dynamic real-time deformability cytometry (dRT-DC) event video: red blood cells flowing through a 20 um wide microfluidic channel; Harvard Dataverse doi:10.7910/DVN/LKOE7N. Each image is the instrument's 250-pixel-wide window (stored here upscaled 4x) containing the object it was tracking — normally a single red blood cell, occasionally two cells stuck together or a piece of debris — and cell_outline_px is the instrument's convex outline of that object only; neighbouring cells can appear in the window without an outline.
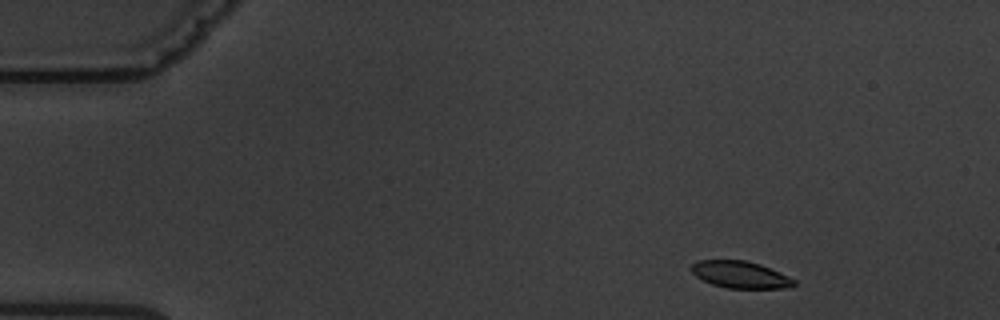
{"species": "common noctule bat (a hibernating species)", "species_latin": "Nyctalus noctula", "temperature_condition": "warm", "stored_images_in_passage": 7, "camera_frame_rate_fps": 3000, "um_per_image_px": 0.085, "animal": {"sex": "male", "body_mass_g": 19.5, "forearm_length_mm": 54.6}, "frame": {"image": 1, "passage_image": 1, "time_ms": 0.0, "image_size_px": [1000, 320], "cell_outline_px": [[796, 284], [792, 288], [728, 288], [712, 284], [696, 276], [692, 272], [692, 264], [696, 260], [744, 260], [760, 264], [780, 272], [796, 280]], "centroid_in_image_um": [62.96, 23.34], "position_along_channel_um": 22.0, "area_um2": 16.13}}
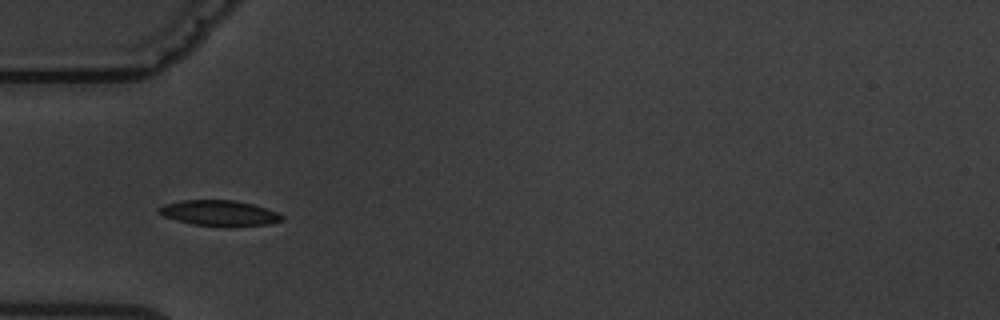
{"frame": {"image": 2, "passage_image": 4, "time_ms": 3.667, "image_size_px": [1000, 320], "cell_outline_px": [[284, 220], [268, 224], [192, 224], [176, 220], [164, 216], [156, 208], [164, 204], [180, 200], [232, 200], [252, 204], [276, 212], [284, 216]], "centroid_in_image_um": [18.59, 18.07], "position_along_channel_um": 66.4, "area_um2": 17.46}}
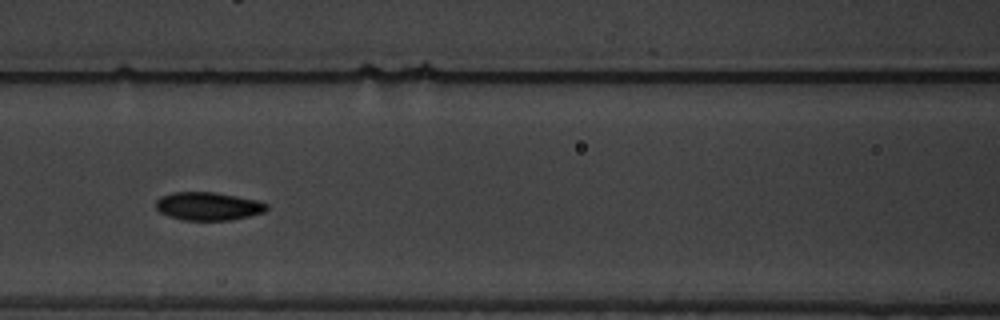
{"frame": {"image": 3, "passage_image": 6, "time_ms": 6.0, "image_size_px": [1000, 320], "cell_outline_px": [[268, 208], [264, 212], [248, 216], [228, 220], [184, 220], [168, 216], [160, 212], [156, 208], [156, 200], [160, 196], [172, 192], [216, 192], [256, 200], [268, 204]], "centroid_in_image_um": [17.67, 17.52], "position_along_channel_um": 148.9, "area_um2": 18.15}}